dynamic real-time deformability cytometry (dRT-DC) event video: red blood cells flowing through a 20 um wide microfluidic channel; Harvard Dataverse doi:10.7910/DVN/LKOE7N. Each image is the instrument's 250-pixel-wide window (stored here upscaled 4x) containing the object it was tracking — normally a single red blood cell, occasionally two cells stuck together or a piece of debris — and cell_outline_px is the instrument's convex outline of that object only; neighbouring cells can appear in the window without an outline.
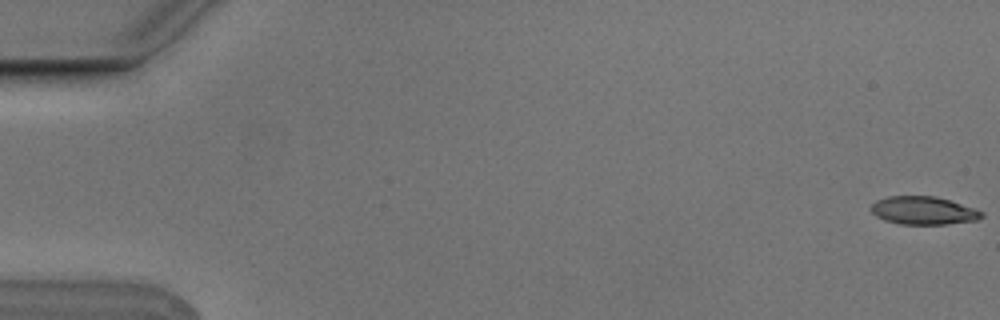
{"species": "Egyptian fruit bat (a non-hibernating species)", "species_latin": "Rousettus aegyptiacus", "temperature_condition": "cold", "stored_images_in_passage": 5, "camera_frame_rate_fps": 3000, "um_per_image_px": 0.085, "animal": {"sex": "male"}, "frame": {"image": 1, "passage_image": 1, "time_ms": 0.0, "image_size_px": [1000, 320], "cell_outline_px": [[984, 216], [976, 220], [948, 224], [900, 224], [884, 220], [876, 216], [872, 212], [872, 204], [876, 200], [888, 196], [936, 196], [976, 208], [984, 212]], "centroid_in_image_um": [78.52, 17.89], "position_along_channel_um": 6.5, "area_um2": 18.15}}